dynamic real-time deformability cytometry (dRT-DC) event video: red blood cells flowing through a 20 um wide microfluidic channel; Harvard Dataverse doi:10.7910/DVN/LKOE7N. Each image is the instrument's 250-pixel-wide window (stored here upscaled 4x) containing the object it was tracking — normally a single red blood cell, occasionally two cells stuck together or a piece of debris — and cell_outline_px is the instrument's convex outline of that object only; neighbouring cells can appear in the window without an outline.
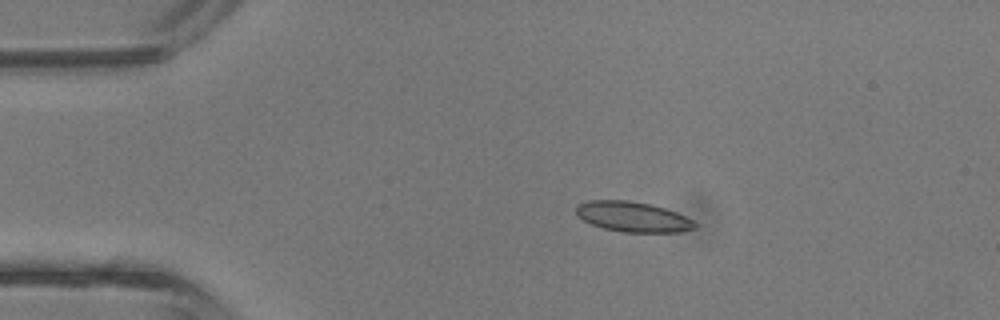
{"species": "common noctule bat (a hibernating species)", "species_latin": "Nyctalus noctula", "temperature_condition": "room temperature", "stored_images_in_passage": 4, "camera_frame_rate_fps": 3000, "um_per_image_px": 0.085, "animal": {"sex": "male", "body_mass_g": 13.3}, "frame": {"image": 1, "passage_image": 3, "time_ms": 0.667, "image_size_px": [1000, 320], "cell_outline_px": [[696, 228], [676, 232], [624, 232], [604, 228], [592, 224], [576, 216], [576, 204], [588, 200], [628, 200], [652, 204], [676, 212], [692, 220], [696, 224]], "centroid_in_image_um": [53.75, 18.41], "position_along_channel_um": 31.3, "area_um2": 20.87}}